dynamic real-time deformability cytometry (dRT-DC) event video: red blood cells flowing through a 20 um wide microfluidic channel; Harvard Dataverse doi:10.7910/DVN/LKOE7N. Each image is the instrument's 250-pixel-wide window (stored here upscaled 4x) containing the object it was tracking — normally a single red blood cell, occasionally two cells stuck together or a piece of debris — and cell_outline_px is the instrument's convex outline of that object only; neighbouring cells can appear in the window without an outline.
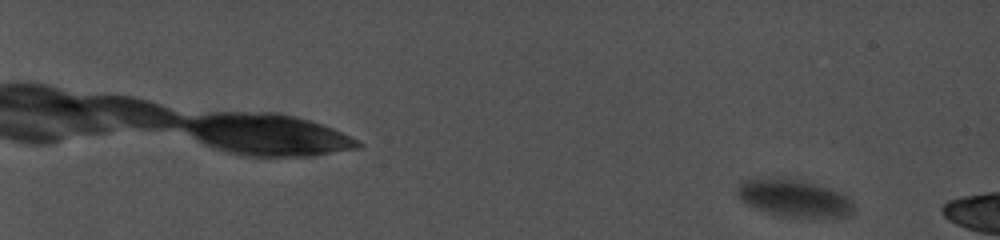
{"species": "common noctule bat (a hibernating species)", "species_latin": "Nyctalus noctula", "temperature_condition": "cold", "stored_images_in_passage": 56, "camera_frame_rate_fps": 5000, "um_per_image_px": 0.085, "animal": {"sex": "female", "body_mass_g": 19.0, "forearm_length_mm": 56.7}, "frame": {"image": 1, "passage_image": 4, "time_ms": 1.0, "image_size_px": [1000, 240], "cell_outline_px": [[852, 212], [848, 216], [784, 216], [748, 204], [740, 196], [740, 188], [744, 184], [752, 180], [800, 180], [836, 192], [844, 196], [852, 208]], "centroid_in_image_um": [67.55, 16.87], "position_along_channel_um": 17.5, "area_um2": 22.66}}
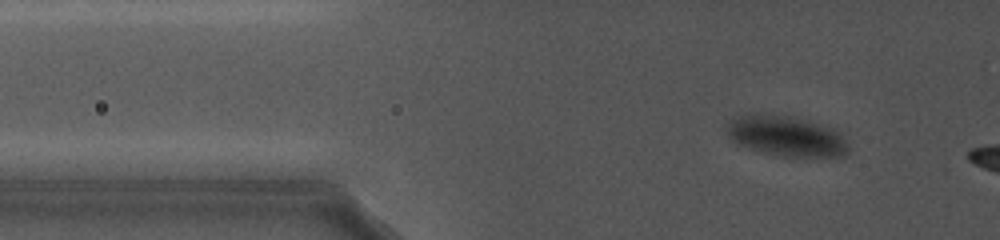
{"frame": {"image": 2, "passage_image": 28, "time_ms": 9.0, "image_size_px": [1000, 240], "cell_outline_px": [[844, 152], [840, 156], [780, 156], [764, 152], [740, 144], [728, 132], [732, 124], [736, 120], [744, 116], [784, 116], [828, 128], [840, 136], [844, 148]], "centroid_in_image_um": [66.83, 11.62], "position_along_channel_um": 59.0, "area_um2": 25.61}}
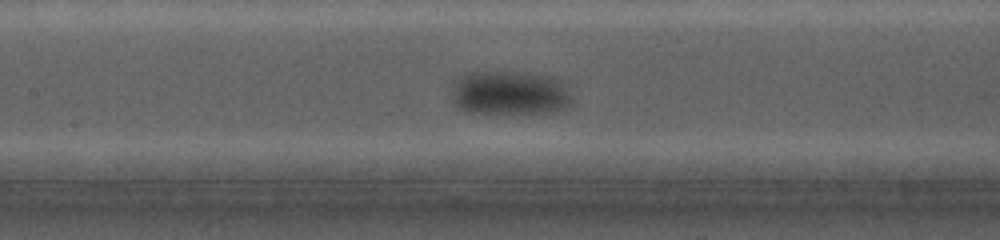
{"frame": {"image": 3, "passage_image": 42, "time_ms": 13.8, "image_size_px": [1000, 240], "cell_outline_px": [[572, 100], [568, 108], [560, 112], [468, 112], [460, 108], [456, 104], [456, 80], [464, 72], [516, 72], [552, 76]], "centroid_in_image_um": [43.35, 7.9], "position_along_channel_um": 164.1, "area_um2": 29.82}}